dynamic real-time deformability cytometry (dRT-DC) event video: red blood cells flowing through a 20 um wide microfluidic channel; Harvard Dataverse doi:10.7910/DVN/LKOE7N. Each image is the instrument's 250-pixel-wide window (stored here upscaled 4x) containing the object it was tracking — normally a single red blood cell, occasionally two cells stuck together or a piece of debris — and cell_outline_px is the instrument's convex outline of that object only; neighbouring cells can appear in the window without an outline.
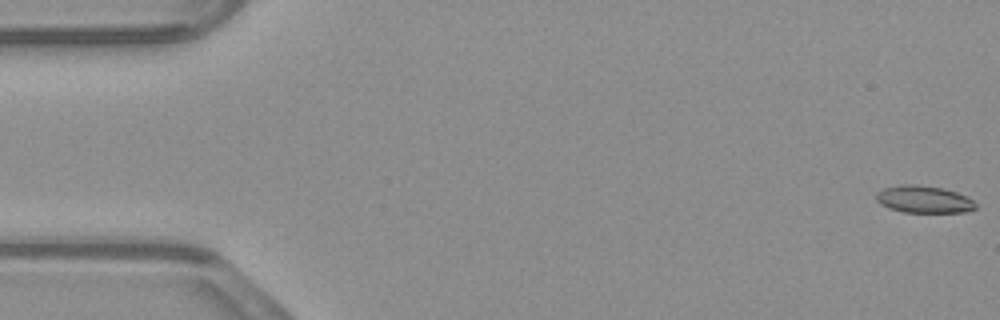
{"species": "common noctule bat (a hibernating species)", "species_latin": "Nyctalus noctula", "temperature_condition": "warm", "stored_images_in_passage": 53, "camera_frame_rate_fps": 3000, "um_per_image_px": 0.085, "animal": {"sex": "male", "body_mass_g": 23.1, "forearm_length_mm": 52.7}, "frame": {"image": 1, "passage_image": 1, "time_ms": 0.0, "image_size_px": [1000, 320], "cell_outline_px": [[976, 208], [964, 212], [904, 212], [888, 208], [880, 204], [876, 200], [876, 192], [884, 188], [904, 184], [916, 184], [944, 188], [956, 192], [972, 200], [976, 204]], "centroid_in_image_um": [78.49, 16.94], "position_along_channel_um": 6.5, "area_um2": 15.72}}
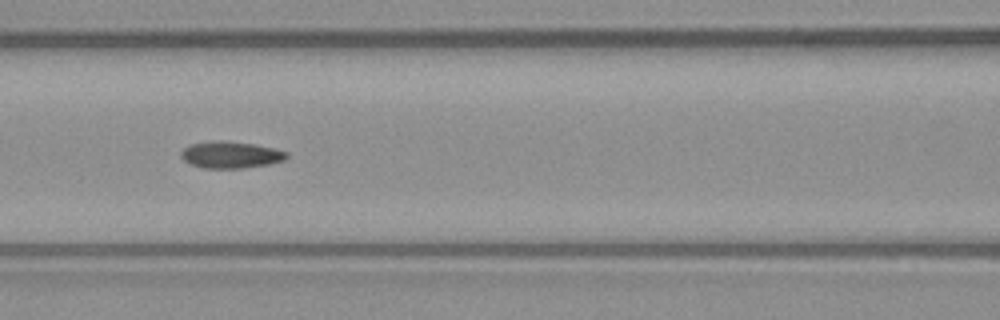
{"frame": {"image": 2, "passage_image": 23, "time_ms": 7.333, "image_size_px": [1000, 320], "cell_outline_px": [[288, 156], [284, 160], [268, 164], [244, 168], [204, 168], [192, 164], [184, 160], [180, 156], [180, 152], [188, 144], [212, 140], [224, 140], [252, 144], [276, 148], [288, 152]], "centroid_in_image_um": [19.6, 13.14], "position_along_channel_um": 147.0, "area_um2": 16.59}}
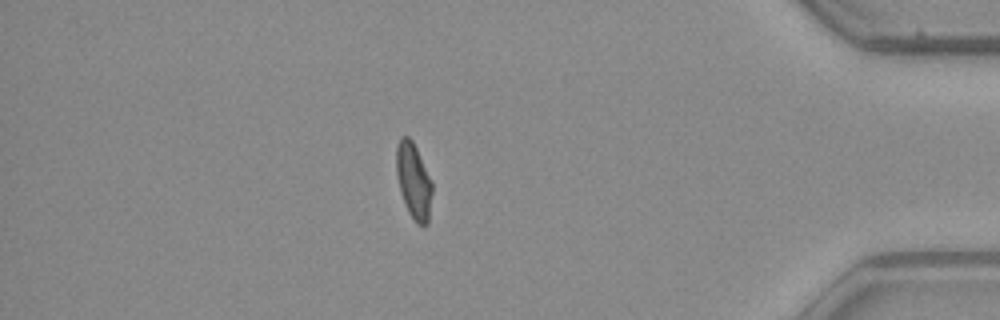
{"frame": {"image": 3, "passage_image": 46, "time_ms": 15.0, "image_size_px": [1000, 320], "cell_outline_px": [[432, 192], [428, 224], [416, 224], [408, 212], [404, 204], [400, 192], [396, 172], [396, 148], [400, 136], [408, 136], [412, 140], [432, 180]], "centroid_in_image_um": [35.15, 15.38], "position_along_channel_um": 400.1, "area_um2": 15.95}, "authors_computed_cell_mechanics": {"area_um2": 16.2418, "velocity_mm_per_s": 3.8995, "shape_relaxation_time_tau1_ms": null, "shape_relaxation_time_tau2_ms": 3.1933, "deformation_change_tau1": null, "deformation_change_tau2": 0.073}}